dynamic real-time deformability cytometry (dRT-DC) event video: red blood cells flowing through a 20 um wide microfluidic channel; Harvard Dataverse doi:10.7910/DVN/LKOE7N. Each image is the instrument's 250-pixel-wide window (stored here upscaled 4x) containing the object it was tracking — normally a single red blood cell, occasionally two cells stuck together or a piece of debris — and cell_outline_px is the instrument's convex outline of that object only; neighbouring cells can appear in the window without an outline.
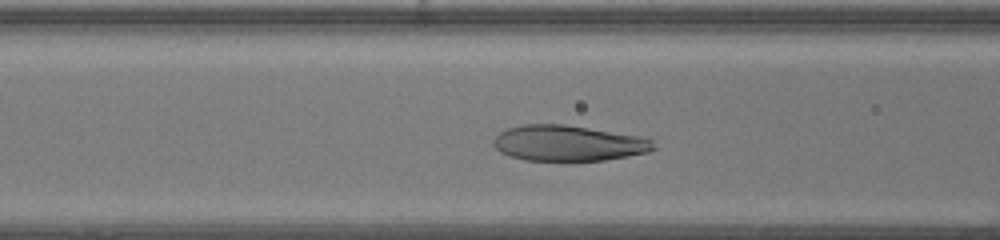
{"species": "human", "species_latin": "Homo sapiens", "temperature_condition": "warm", "stored_images_in_passage": 32, "camera_frame_rate_fps": 3000, "um_per_image_px": 0.085, "donor": {"sex": "female"}, "frame": {"image": 1, "passage_image": 12, "time_ms": 3.667, "image_size_px": [1000, 240], "cell_outline_px": [[656, 148], [648, 152], [628, 156], [604, 160], [568, 164], [524, 160], [508, 156], [500, 152], [492, 144], [492, 140], [500, 132], [508, 128], [520, 124], [564, 124], [644, 136], [652, 140]], "centroid_in_image_um": [48.3, 12.21], "position_along_channel_um": 118.3, "area_um2": 34.68}}
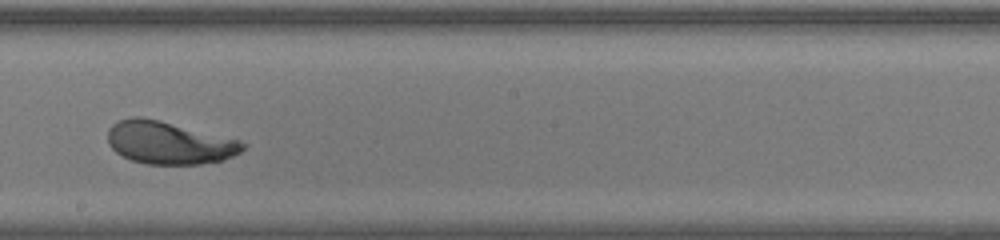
{"frame": {"image": 2, "passage_image": 20, "time_ms": 6.333, "image_size_px": [1000, 240], "cell_outline_px": [[248, 144], [240, 152], [232, 156], [220, 160], [200, 164], [144, 164], [132, 160], [116, 152], [108, 144], [108, 128], [112, 124], [120, 120], [132, 116], [140, 116], [160, 120], [240, 140]], "centroid_in_image_um": [14.35, 12.12], "position_along_channel_um": 233.8, "area_um2": 33.52}}
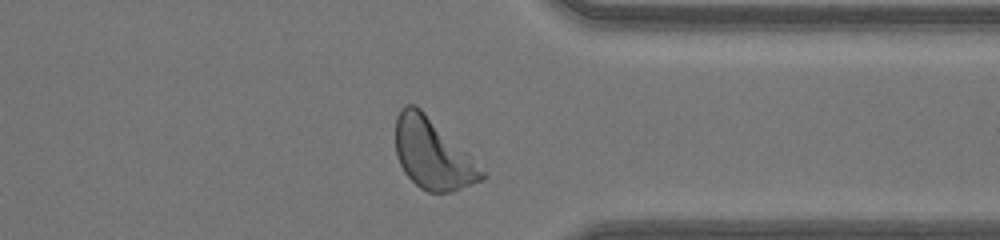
{"frame": {"image": 3, "passage_image": 30, "time_ms": 9.667, "image_size_px": [1000, 240], "cell_outline_px": [[488, 176], [484, 180], [452, 192], [428, 192], [420, 188], [404, 172], [396, 156], [396, 116], [400, 108], [404, 104], [416, 104], [468, 152], [488, 172]], "centroid_in_image_um": [36.82, 13.08], "position_along_channel_um": 374.6, "area_um2": 35.89}, "authors_computed_cell_mechanics": {"area_um2": 34.0731, "velocity_mm_per_s": 4.3595, "shape_relaxation_time_tau1_ms": 2.2216, "shape_relaxation_time_tau2_ms": 0.8146, "deformation_change_tau1": 0.1436, "deformation_change_tau2": 0.042}}